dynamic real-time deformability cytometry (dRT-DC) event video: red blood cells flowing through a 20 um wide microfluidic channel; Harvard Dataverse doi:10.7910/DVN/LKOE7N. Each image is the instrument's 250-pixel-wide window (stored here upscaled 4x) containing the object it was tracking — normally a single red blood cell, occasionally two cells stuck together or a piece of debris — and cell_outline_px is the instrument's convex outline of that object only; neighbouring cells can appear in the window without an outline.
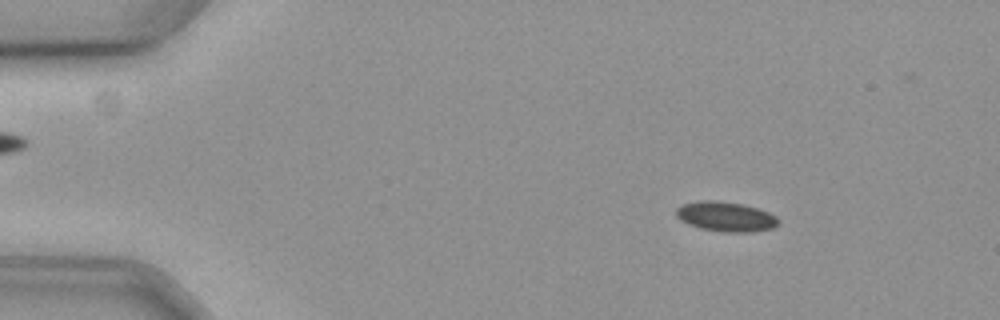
{"species": "common noctule bat (a hibernating species)", "species_latin": "Nyctalus noctula", "temperature_condition": "cold", "stored_images_in_passage": 48, "camera_frame_rate_fps": 3000, "um_per_image_px": 0.085, "animal": {"sex": "female", "body_mass_g": 19.3, "forearm_length_mm": 54.1}, "frame": {"image": 1, "passage_image": 9, "time_ms": 2.667, "image_size_px": [1000, 320], "cell_outline_px": [[780, 220], [772, 228], [752, 232], [724, 232], [700, 228], [688, 224], [680, 220], [676, 216], [676, 208], [684, 204], [740, 204], [756, 208], [768, 212], [776, 216]], "centroid_in_image_um": [61.75, 18.49], "position_along_channel_um": 23.3, "area_um2": 16.59}}
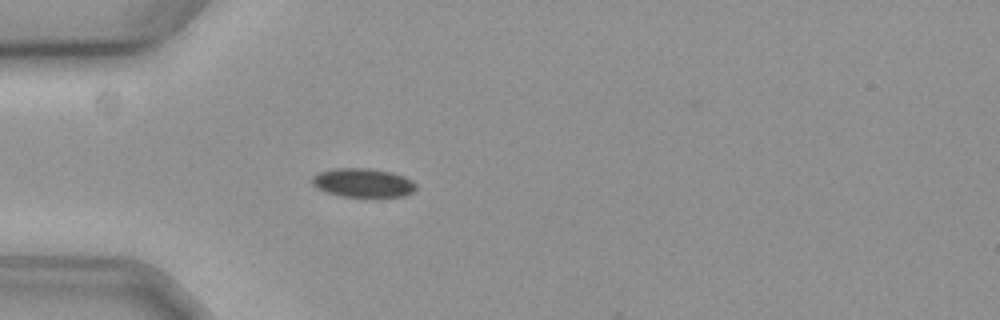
{"frame": {"image": 2, "passage_image": 18, "time_ms": 5.667, "image_size_px": [1000, 320], "cell_outline_px": [[416, 188], [412, 192], [404, 196], [340, 196], [316, 188], [312, 184], [312, 176], [320, 172], [332, 168], [372, 168], [392, 172], [404, 176], [412, 180], [416, 184]], "centroid_in_image_um": [30.85, 15.52], "position_along_channel_um": 54.1, "area_um2": 17.46}}